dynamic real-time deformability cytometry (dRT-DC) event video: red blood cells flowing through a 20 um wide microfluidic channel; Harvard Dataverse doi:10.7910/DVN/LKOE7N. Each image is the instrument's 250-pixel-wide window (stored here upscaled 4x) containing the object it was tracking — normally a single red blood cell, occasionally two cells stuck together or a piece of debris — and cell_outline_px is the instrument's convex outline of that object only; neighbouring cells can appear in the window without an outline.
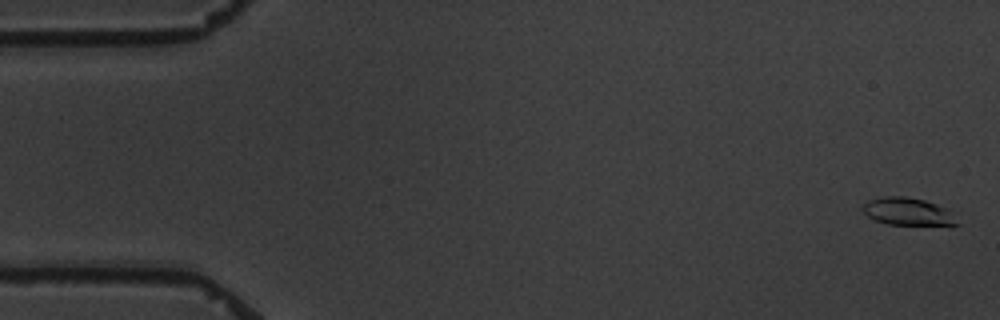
{"species": "common noctule bat (a hibernating species)", "species_latin": "Nyctalus noctula", "temperature_condition": "warm", "stored_images_in_passage": 4, "camera_frame_rate_fps": 3000, "um_per_image_px": 0.085, "animal": {"sex": "male", "body_mass_g": 19.5, "forearm_length_mm": 54.6}, "frame": {"image": 1, "passage_image": 1, "time_ms": 0.0, "image_size_px": [1000, 320], "cell_outline_px": [[960, 224], [952, 228], [888, 224], [876, 220], [868, 216], [864, 212], [864, 204], [868, 200], [880, 196], [904, 196], [924, 200], [960, 212]], "centroid_in_image_um": [77.42, 18.04], "position_along_channel_um": 7.6, "area_um2": 16.42}}